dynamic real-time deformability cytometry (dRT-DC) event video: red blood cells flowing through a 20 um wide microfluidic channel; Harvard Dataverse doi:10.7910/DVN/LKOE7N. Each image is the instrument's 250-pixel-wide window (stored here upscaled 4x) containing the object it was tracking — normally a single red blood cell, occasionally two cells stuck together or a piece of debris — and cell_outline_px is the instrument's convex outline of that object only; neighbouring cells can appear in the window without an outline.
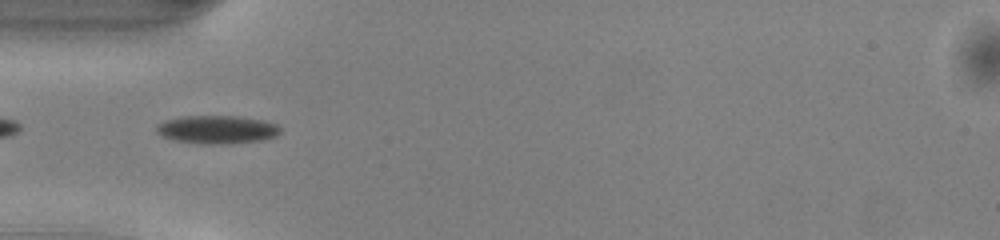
{"species": "common noctule bat (a hibernating species)", "species_latin": "Nyctalus noctula", "temperature_condition": "warm", "stored_images_in_passage": 40, "camera_frame_rate_fps": 3000, "um_per_image_px": 0.085, "animal": {"sex": "male", "body_mass_g": 13.0, "forearm_length_mm": 53.1}, "frame": {"image": 1, "passage_image": 6, "time_ms": 1.667, "image_size_px": [1000, 240], "cell_outline_px": [[280, 132], [276, 136], [260, 140], [220, 144], [200, 144], [172, 140], [156, 132], [156, 124], [164, 120], [180, 116], [236, 116], [260, 120], [276, 124], [280, 128]], "centroid_in_image_um": [18.38, 11.01], "position_along_channel_um": 66.6, "area_um2": 20.29}}
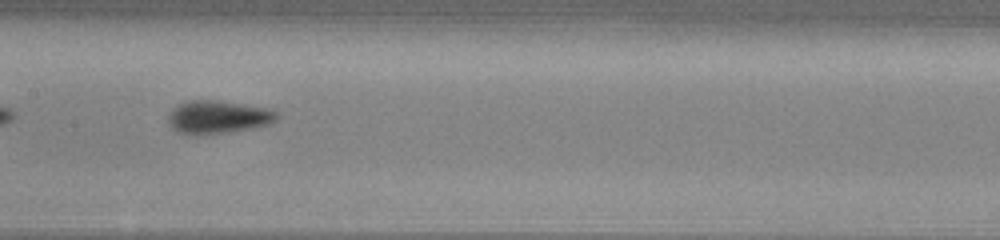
{"frame": {"image": 2, "passage_image": 15, "time_ms": 4.667, "image_size_px": [1000, 240], "cell_outline_px": [[276, 120], [268, 124], [252, 128], [228, 132], [192, 136], [180, 132], [172, 128], [168, 124], [168, 116], [172, 108], [176, 104], [188, 100], [216, 100], [268, 108], [276, 112]], "centroid_in_image_um": [18.45, 9.95], "position_along_channel_um": 188.9, "area_um2": 20.98}}
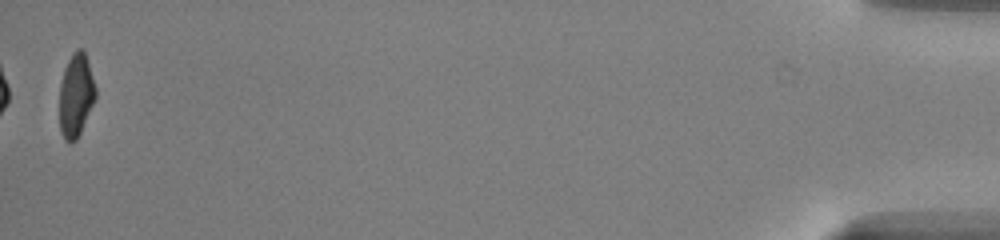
{"frame": {"image": 3, "passage_image": 40, "time_ms": 13.0, "image_size_px": [1000, 240], "cell_outline_px": [[96, 100], [76, 140], [64, 140], [60, 132], [60, 84], [64, 68], [72, 52], [76, 48], [84, 48], [96, 88]], "centroid_in_image_um": [6.47, 8.05], "position_along_channel_um": 428.7, "area_um2": 17.63}, "authors_computed_cell_mechanics": {"area_um2": 19.4497, "velocity_mm_per_s": 4.0852, "shape_relaxation_time_tau1_ms": 2.5128, "shape_relaxation_time_tau2_ms": 1.9531, "deformation_change_tau1": 0.1133, "deformation_change_tau2": 0.067}}